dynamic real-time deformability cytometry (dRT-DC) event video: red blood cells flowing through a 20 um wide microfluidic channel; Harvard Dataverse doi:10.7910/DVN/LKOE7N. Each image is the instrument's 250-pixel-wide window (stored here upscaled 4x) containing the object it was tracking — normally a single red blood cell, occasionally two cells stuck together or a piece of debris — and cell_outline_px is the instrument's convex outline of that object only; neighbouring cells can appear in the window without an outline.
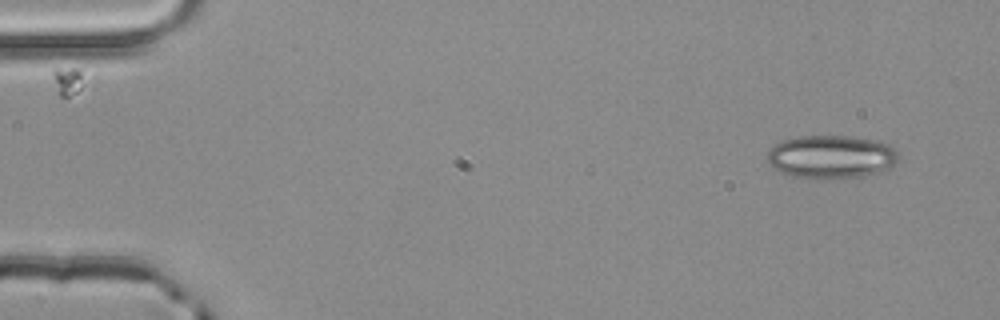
{"species": "common noctule bat (a hibernating species)", "species_latin": "Nyctalus noctula", "temperature_condition": "room temperature", "stored_images_in_passage": 3, "camera_frame_rate_fps": 3000, "um_per_image_px": 0.085, "animal": {"sex": "male", "body_mass_g": 20.4}, "frame": {"image": 1, "passage_image": 1, "time_ms": 0.0, "image_size_px": [1000, 320], "cell_outline_px": [[900, 156], [888, 168], [864, 176], [792, 176], [776, 168], [768, 160], [768, 152], [776, 144], [784, 140], [800, 136], [848, 136], [872, 140], [888, 144], [896, 148]], "centroid_in_image_um": [70.7, 13.28], "position_along_channel_um": 14.3, "area_um2": 31.73}}